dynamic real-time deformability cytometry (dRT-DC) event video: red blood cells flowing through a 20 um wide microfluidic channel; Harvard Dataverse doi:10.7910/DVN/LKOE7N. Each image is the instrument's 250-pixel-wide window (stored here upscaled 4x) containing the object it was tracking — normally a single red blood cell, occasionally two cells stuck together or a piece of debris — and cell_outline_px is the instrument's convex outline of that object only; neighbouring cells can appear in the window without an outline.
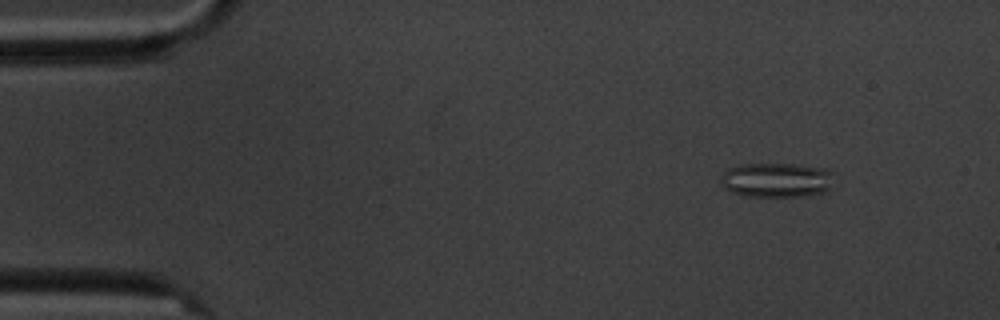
{"species": "common noctule bat (a hibernating species)", "species_latin": "Nyctalus noctula", "temperature_condition": "cold", "stored_images_in_passage": 5, "camera_frame_rate_fps": 3000, "um_per_image_px": 0.085, "animal": {"sex": "male", "body_mass_g": 20.1, "forearm_length_mm": 53.5}, "frame": {"image": 1, "passage_image": 2, "time_ms": 1.333, "image_size_px": [1000, 320], "cell_outline_px": [[836, 172], [832, 188], [828, 192], [812, 196], [744, 196], [732, 192], [724, 188], [720, 184], [720, 176], [728, 168], [740, 164], [796, 164], [828, 168]], "centroid_in_image_um": [66.1, 15.3], "position_along_channel_um": 18.9, "area_um2": 23.7}}